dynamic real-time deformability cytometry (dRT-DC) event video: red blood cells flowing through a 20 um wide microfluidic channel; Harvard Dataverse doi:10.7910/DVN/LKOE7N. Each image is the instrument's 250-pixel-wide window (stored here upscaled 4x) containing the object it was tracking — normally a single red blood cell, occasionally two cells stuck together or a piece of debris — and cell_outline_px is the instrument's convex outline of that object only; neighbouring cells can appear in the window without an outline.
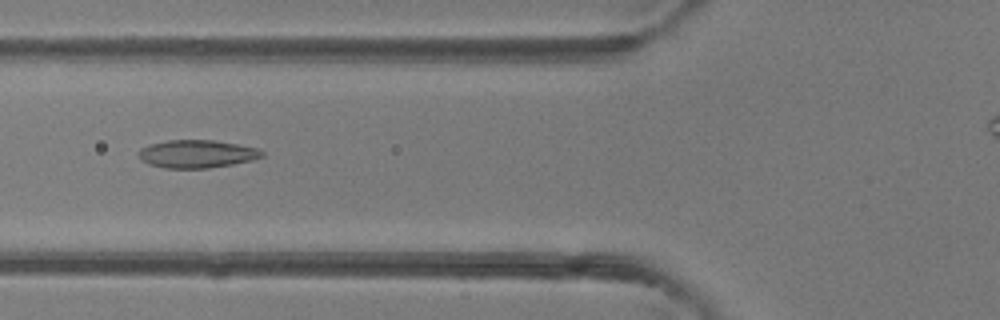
{"species": "common noctule bat (a hibernating species)", "species_latin": "Nyctalus noctula", "temperature_condition": "room temperature", "stored_images_in_passage": 5, "camera_frame_rate_fps": 3000, "um_per_image_px": 0.085, "animal": {"sex": "female"}, "frame": {"image": 1, "passage_image": 5, "time_ms": 4.333, "image_size_px": [1000, 320], "cell_outline_px": [[264, 156], [252, 160], [232, 164], [208, 168], [164, 168], [148, 164], [140, 156], [140, 148], [148, 144], [168, 140], [212, 140], [260, 148], [264, 152]], "centroid_in_image_um": [16.76, 13.08], "position_along_channel_um": 109.0, "area_um2": 20.0}}